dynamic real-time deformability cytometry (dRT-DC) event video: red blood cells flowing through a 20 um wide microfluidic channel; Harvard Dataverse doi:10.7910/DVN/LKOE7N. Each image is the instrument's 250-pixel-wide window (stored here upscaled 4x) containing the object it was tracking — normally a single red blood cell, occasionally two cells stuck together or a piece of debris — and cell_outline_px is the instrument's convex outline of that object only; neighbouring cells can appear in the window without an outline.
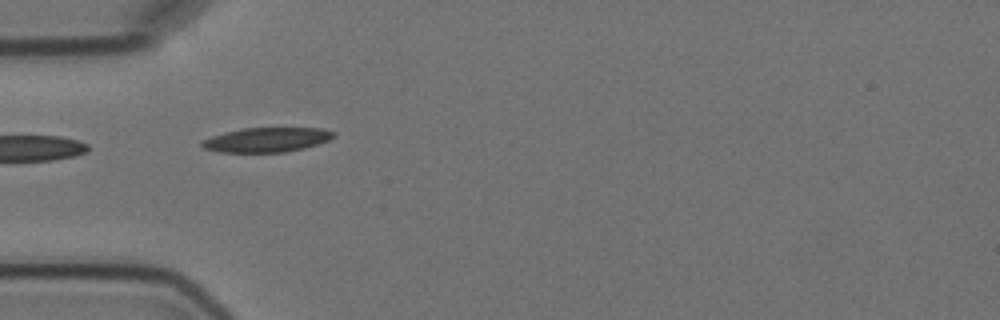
{"species": "Egyptian fruit bat (a non-hibernating species)", "species_latin": "Rousettus aegyptiacus", "temperature_condition": "cold", "stored_images_in_passage": 1, "camera_frame_rate_fps": 3000, "um_per_image_px": 0.085, "animal": {"sex": "female"}, "frame": {"image": 1, "passage_image": 1, "time_ms": 0.0, "image_size_px": [1000, 320], "cell_outline_px": [[336, 136], [328, 140], [304, 148], [284, 152], [220, 152], [204, 148], [200, 144], [200, 140], [224, 132], [244, 128], [324, 128], [336, 132]], "centroid_in_image_um": [22.67, 11.87], "position_along_channel_um": 62.3, "area_um2": 18.84}}